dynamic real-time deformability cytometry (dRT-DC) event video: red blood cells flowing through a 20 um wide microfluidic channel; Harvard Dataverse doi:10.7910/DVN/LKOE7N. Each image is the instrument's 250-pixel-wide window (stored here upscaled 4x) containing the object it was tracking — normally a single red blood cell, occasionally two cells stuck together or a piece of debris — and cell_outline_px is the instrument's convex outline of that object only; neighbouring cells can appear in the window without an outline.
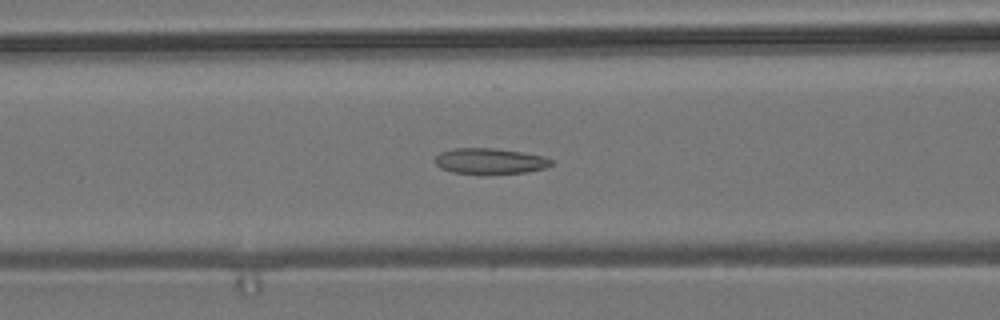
{"species": "common noctule bat (a hibernating species)", "species_latin": "Nyctalus noctula", "temperature_condition": "room temperature", "stored_images_in_passage": 37, "camera_frame_rate_fps": 3000, "um_per_image_px": 0.085, "animal": {"sex": "male", "body_mass_g": 19.2, "forearm_length_mm": 51.8}, "frame": {"image": 1, "passage_image": 9, "time_ms": 2.667, "image_size_px": [1000, 320], "cell_outline_px": [[552, 164], [544, 168], [528, 172], [452, 172], [440, 168], [436, 164], [436, 156], [440, 152], [452, 148], [496, 148], [544, 156], [552, 160]], "centroid_in_image_um": [41.63, 13.66], "position_along_channel_um": 125.0, "area_um2": 16.88}}
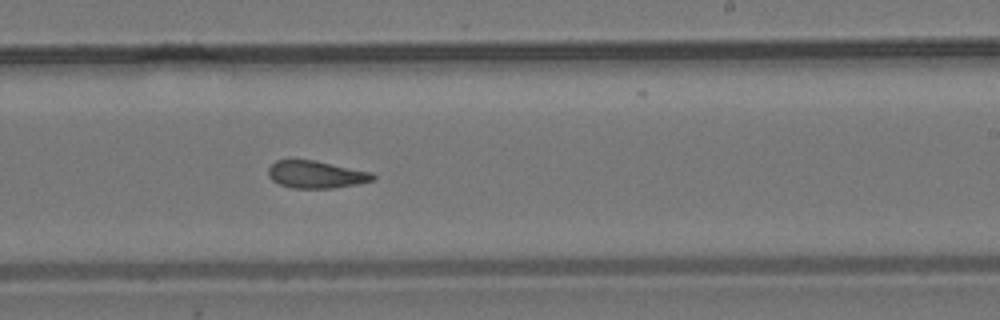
{"frame": {"image": 2, "passage_image": 20, "time_ms": 6.333, "image_size_px": [1000, 320], "cell_outline_px": [[376, 180], [356, 184], [332, 188], [292, 188], [280, 184], [272, 180], [268, 176], [268, 168], [276, 160], [312, 160], [372, 172], [376, 176]], "centroid_in_image_um": [26.87, 14.84], "position_along_channel_um": 262.1, "area_um2": 16.59}}
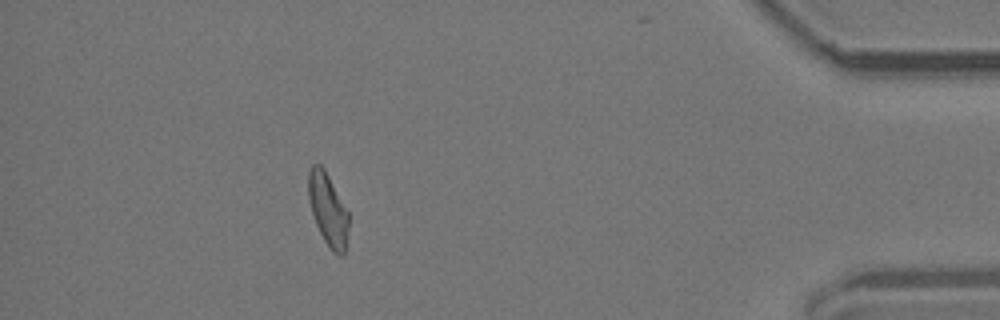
{"frame": {"image": 3, "passage_image": 36, "time_ms": 11.667, "image_size_px": [1000, 320], "cell_outline_px": [[348, 228], [344, 256], [340, 256], [332, 252], [324, 240], [316, 224], [308, 200], [308, 172], [312, 164], [320, 164], [324, 168], [348, 212]], "centroid_in_image_um": [27.86, 17.81], "position_along_channel_um": 407.3, "area_um2": 16.88}}